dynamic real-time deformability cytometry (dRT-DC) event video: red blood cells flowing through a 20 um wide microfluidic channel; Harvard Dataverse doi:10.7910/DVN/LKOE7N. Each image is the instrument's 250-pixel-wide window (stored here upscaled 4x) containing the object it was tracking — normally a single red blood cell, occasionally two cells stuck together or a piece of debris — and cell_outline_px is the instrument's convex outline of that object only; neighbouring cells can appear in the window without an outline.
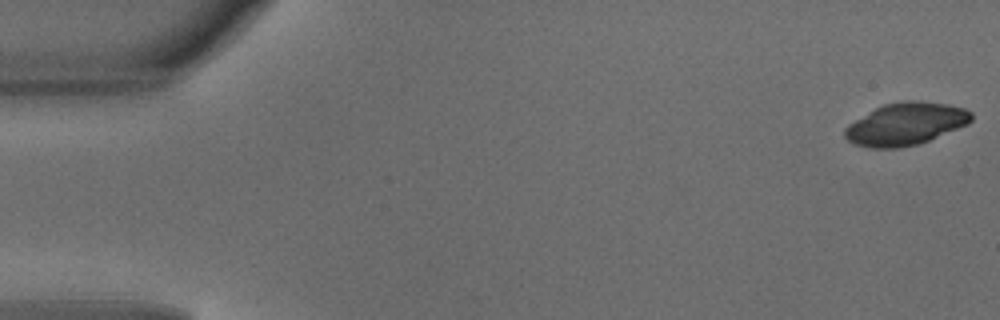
{"species": "common noctule bat (a hibernating species)", "species_latin": "Nyctalus noctula", "temperature_condition": "warm", "stored_images_in_passage": 8, "camera_frame_rate_fps": 3000, "um_per_image_px": 0.085, "animal": {"sex": "male", "body_mass_g": 18.8}, "frame": {"image": 1, "passage_image": 1, "time_ms": 0.0, "image_size_px": [1000, 320], "cell_outline_px": [[972, 120], [968, 124], [928, 140], [916, 144], [896, 148], [872, 148], [856, 144], [848, 140], [844, 136], [844, 128], [848, 124], [876, 108], [884, 104], [904, 100], [920, 100], [948, 104], [964, 108], [972, 112]], "centroid_in_image_um": [76.99, 10.52], "position_along_channel_um": 8.0, "area_um2": 31.04}}